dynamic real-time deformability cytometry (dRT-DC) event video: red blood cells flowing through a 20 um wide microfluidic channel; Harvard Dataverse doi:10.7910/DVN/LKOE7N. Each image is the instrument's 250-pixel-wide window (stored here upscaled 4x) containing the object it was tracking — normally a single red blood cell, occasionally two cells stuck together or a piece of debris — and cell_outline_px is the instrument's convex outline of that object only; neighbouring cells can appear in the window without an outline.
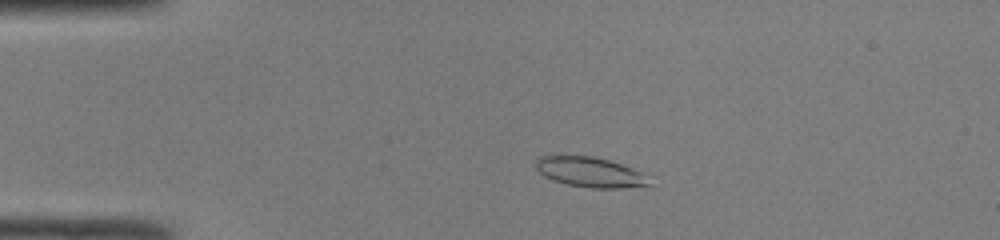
{"species": "common noctule bat (a hibernating species)", "species_latin": "Nyctalus noctula", "temperature_condition": "room temperature", "stored_images_in_passage": 45, "camera_frame_rate_fps": 3000, "um_per_image_px": 0.085, "animal": {"sex": "male", "body_mass_g": 19.0, "forearm_length_mm": 50.8}, "frame": {"image": 1, "passage_image": 7, "time_ms": 2.0, "image_size_px": [1000, 240], "cell_outline_px": [[648, 184], [620, 188], [592, 188], [568, 184], [552, 180], [544, 176], [536, 168], [536, 160], [540, 156], [592, 156], [608, 160], [620, 164], [640, 172]], "centroid_in_image_um": [50.04, 14.62], "position_along_channel_um": 35.0, "area_um2": 19.13}}
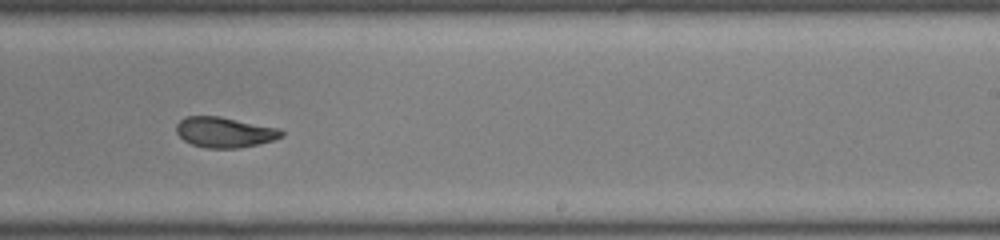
{"frame": {"image": 2, "passage_image": 27, "time_ms": 8.667, "image_size_px": [1000, 240], "cell_outline_px": [[284, 136], [272, 140], [240, 148], [208, 148], [192, 144], [184, 140], [176, 132], [176, 124], [184, 116], [220, 116], [280, 128], [284, 132]], "centroid_in_image_um": [19.09, 11.23], "position_along_channel_um": 269.9, "area_um2": 18.67}}
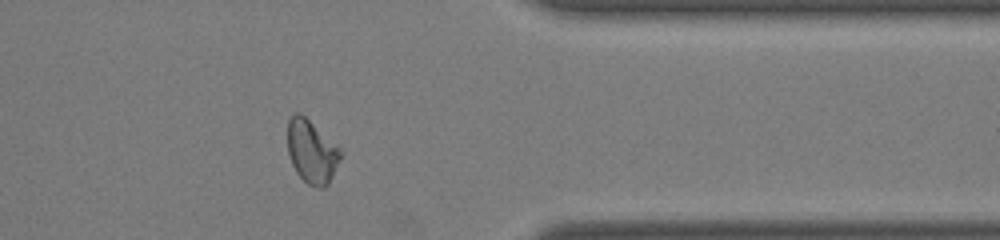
{"frame": {"image": 3, "passage_image": 36, "time_ms": 11.667, "image_size_px": [1000, 240], "cell_outline_px": [[344, 152], [328, 184], [324, 188], [316, 188], [308, 184], [296, 172], [292, 164], [288, 152], [288, 120], [296, 112], [300, 112], [340, 148]], "centroid_in_image_um": [26.51, 12.9], "position_along_channel_um": 384.9, "area_um2": 19.42}, "authors_computed_cell_mechanics": {"area_um2": 19.5364, "velocity_mm_per_s": 4.209, "shape_relaxation_time_tau1_ms": 8.3562, "shape_relaxation_time_tau2_ms": 1.6597, "deformation_change_tau1": 0.2227, "deformation_change_tau2": 0.0837}}